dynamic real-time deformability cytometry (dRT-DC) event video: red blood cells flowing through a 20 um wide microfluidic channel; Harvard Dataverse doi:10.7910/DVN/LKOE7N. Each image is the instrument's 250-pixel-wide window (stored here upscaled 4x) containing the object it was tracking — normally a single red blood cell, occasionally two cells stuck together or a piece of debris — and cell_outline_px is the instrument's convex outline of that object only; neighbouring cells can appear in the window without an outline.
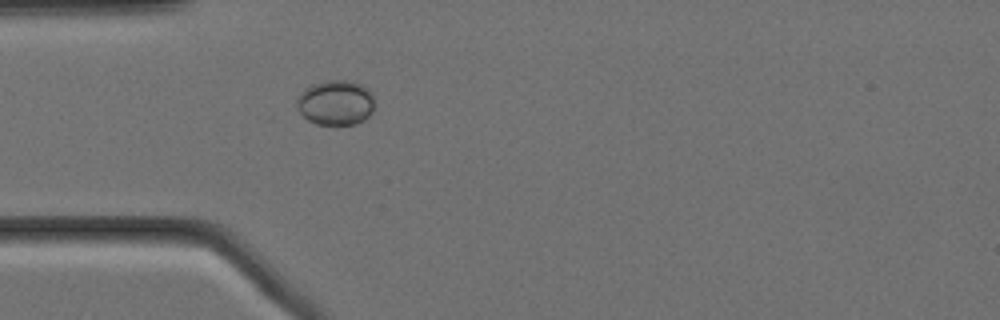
{"species": "Egyptian fruit bat (a non-hibernating species)", "species_latin": "Rousettus aegyptiacus", "temperature_condition": "cold", "stored_images_in_passage": 43, "camera_frame_rate_fps": 3000, "um_per_image_px": 0.085, "animal": {"sex": "female"}, "frame": {"image": 1, "passage_image": 1, "time_ms": 0.0, "image_size_px": [1000, 320], "cell_outline_px": [[372, 112], [364, 120], [356, 124], [336, 128], [316, 124], [308, 120], [300, 112], [296, 104], [296, 100], [312, 84], [324, 80], [352, 80], [368, 88], [372, 96]], "centroid_in_image_um": [28.54, 8.77], "position_along_channel_um": 56.5, "area_um2": 20.75}}
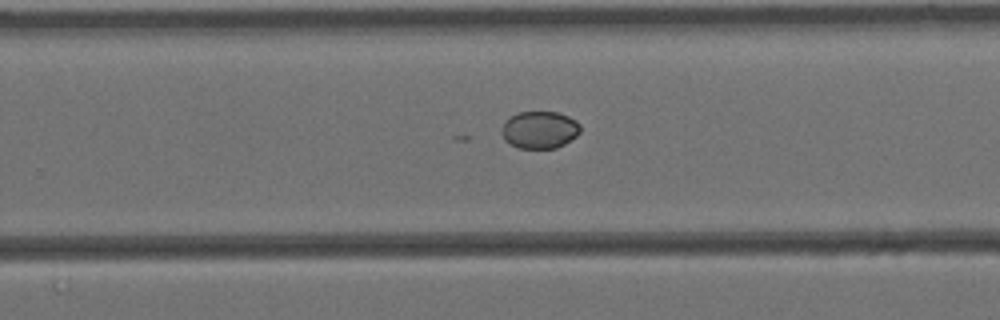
{"frame": {"image": 2, "passage_image": 21, "time_ms": 6.667, "image_size_px": [1000, 320], "cell_outline_px": [[580, 132], [576, 136], [564, 144], [556, 148], [520, 148], [504, 140], [500, 132], [504, 120], [520, 112], [556, 112], [568, 116], [576, 120], [580, 124]], "centroid_in_image_um": [45.86, 11.03], "position_along_channel_um": 283.9, "area_um2": 17.11}}
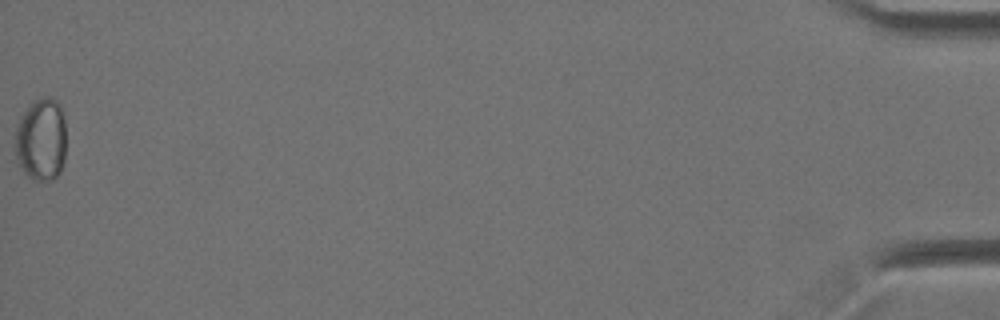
{"frame": {"image": 3, "passage_image": 43, "time_ms": 14.0, "image_size_px": [1000, 320], "cell_outline_px": [[64, 164], [60, 172], [52, 180], [32, 180], [24, 172], [16, 160], [16, 128], [20, 116], [28, 104], [44, 96], [52, 96], [60, 104], [64, 120]], "centroid_in_image_um": [3.49, 11.85], "position_along_channel_um": 431.7, "area_um2": 24.8}}